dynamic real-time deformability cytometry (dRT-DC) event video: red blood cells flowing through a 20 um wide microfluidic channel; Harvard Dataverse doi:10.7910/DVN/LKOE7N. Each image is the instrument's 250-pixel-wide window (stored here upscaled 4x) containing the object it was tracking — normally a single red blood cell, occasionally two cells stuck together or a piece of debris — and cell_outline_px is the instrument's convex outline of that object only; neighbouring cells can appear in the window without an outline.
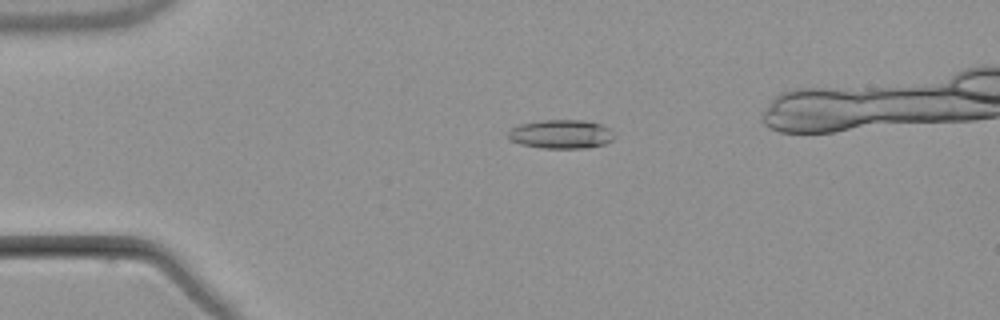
{"species": "common noctule bat (a hibernating species)", "species_latin": "Nyctalus noctula", "temperature_condition": "warm", "stored_images_in_passage": 5, "camera_frame_rate_fps": 3000, "um_per_image_px": 0.085, "animal": {"sex": "male", "body_mass_g": 21.5, "forearm_length_mm": 52.0}, "frame": {"image": 1, "passage_image": 4, "time_ms": 3.667, "image_size_px": [1000, 320], "cell_outline_px": [[616, 136], [612, 140], [604, 144], [588, 148], [544, 148], [520, 144], [512, 140], [508, 136], [508, 132], [512, 128], [520, 124], [540, 120], [584, 120], [600, 124], [608, 128]], "centroid_in_image_um": [47.71, 11.4], "position_along_channel_um": 37.3, "area_um2": 17.8}}